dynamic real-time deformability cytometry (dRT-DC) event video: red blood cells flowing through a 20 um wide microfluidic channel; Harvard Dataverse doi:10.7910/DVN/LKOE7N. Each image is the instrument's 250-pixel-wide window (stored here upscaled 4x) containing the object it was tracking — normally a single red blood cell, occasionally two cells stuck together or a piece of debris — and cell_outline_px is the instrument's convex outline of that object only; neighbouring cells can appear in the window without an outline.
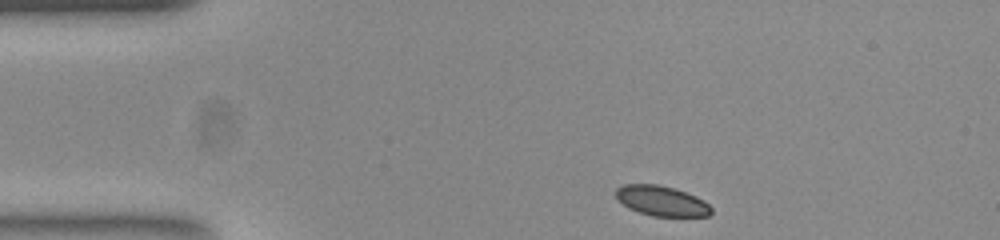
{"species": "common noctule bat (a hibernating species)", "species_latin": "Nyctalus noctula", "temperature_condition": "room temperature", "stored_images_in_passage": 45, "camera_frame_rate_fps": 3000, "um_per_image_px": 0.085, "animal": {"sex": "female", "body_mass_g": 23.0, "forearm_length_mm": 53.4}, "frame": {"image": 1, "passage_image": 1, "time_ms": 0.0, "image_size_px": [1000, 240], "cell_outline_px": [[712, 212], [708, 216], [652, 216], [628, 208], [616, 196], [616, 188], [624, 184], [656, 184], [672, 188], [696, 196], [704, 200], [712, 208]], "centroid_in_image_um": [56.25, 17.08], "position_along_channel_um": 28.8, "area_um2": 16.53}}
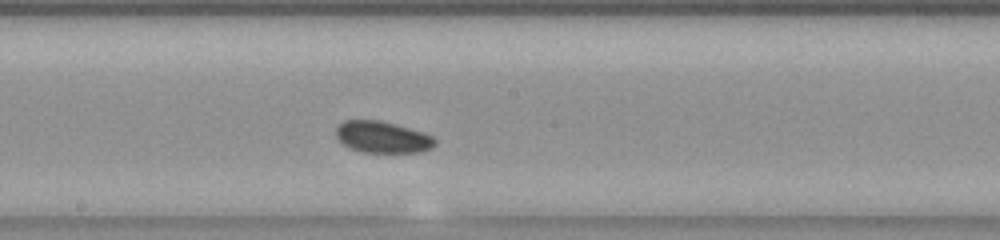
{"frame": {"image": 2, "passage_image": 20, "time_ms": 6.333, "image_size_px": [1000, 240], "cell_outline_px": [[436, 144], [432, 148], [420, 152], [360, 152], [348, 148], [336, 136], [336, 128], [344, 120], [380, 120], [396, 124], [432, 136], [436, 140]], "centroid_in_image_um": [32.49, 11.66], "position_along_channel_um": 215.7, "area_um2": 18.15}}
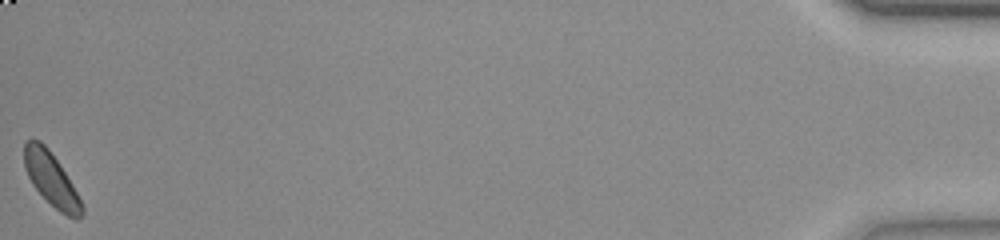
{"frame": {"image": 3, "passage_image": 45, "time_ms": 14.667, "image_size_px": [1000, 240], "cell_outline_px": [[84, 212], [76, 220], [60, 212], [32, 184], [24, 168], [24, 140], [32, 136], [40, 140], [48, 148], [60, 164], [72, 184], [84, 208]], "centroid_in_image_um": [4.32, 15.16], "position_along_channel_um": 430.9, "area_um2": 17.8}, "authors_computed_cell_mechanics": {"area_um2": 18.0914, "velocity_mm_per_s": 3.8186, "shape_relaxation_time_tau1_ms": null, "shape_relaxation_time_tau2_ms": 3.6216, "deformation_change_tau1": null, "deformation_change_tau2": 0.0715}}